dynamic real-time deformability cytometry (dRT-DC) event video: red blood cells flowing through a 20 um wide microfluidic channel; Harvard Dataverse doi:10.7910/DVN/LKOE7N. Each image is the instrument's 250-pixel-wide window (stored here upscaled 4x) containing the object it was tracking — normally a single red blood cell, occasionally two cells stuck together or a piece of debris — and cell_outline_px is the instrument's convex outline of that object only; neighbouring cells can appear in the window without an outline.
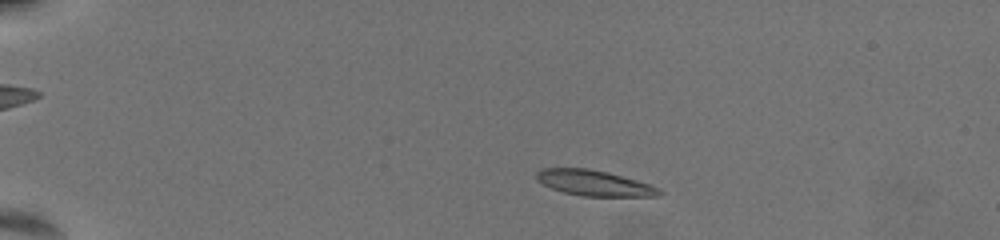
{"species": "common noctule bat (a hibernating species)", "species_latin": "Nyctalus noctula", "temperature_condition": "warm", "stored_images_in_passage": 57, "camera_frame_rate_fps": 3000, "um_per_image_px": 0.085, "animal": {"sex": "female", "body_mass_g": 19.5, "forearm_length_mm": 54.1}, "frame": {"image": 1, "passage_image": 10, "time_ms": 3.0, "image_size_px": [1000, 240], "cell_outline_px": [[664, 192], [660, 196], [580, 196], [564, 192], [552, 188], [536, 180], [536, 172], [540, 168], [588, 168], [608, 172], [636, 180], [660, 188]], "centroid_in_image_um": [50.5, 15.55], "position_along_channel_um": 34.5, "area_um2": 18.32}}
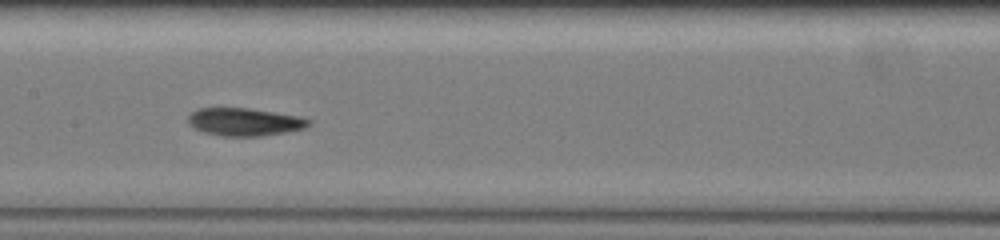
{"frame": {"image": 2, "passage_image": 30, "time_ms": 9.667, "image_size_px": [1000, 240], "cell_outline_px": [[312, 124], [304, 128], [284, 132], [260, 136], [220, 136], [204, 132], [188, 124], [188, 116], [192, 112], [200, 108], [248, 108], [300, 116], [312, 120]], "centroid_in_image_um": [20.8, 10.36], "position_along_channel_um": 186.6, "area_um2": 19.48}}
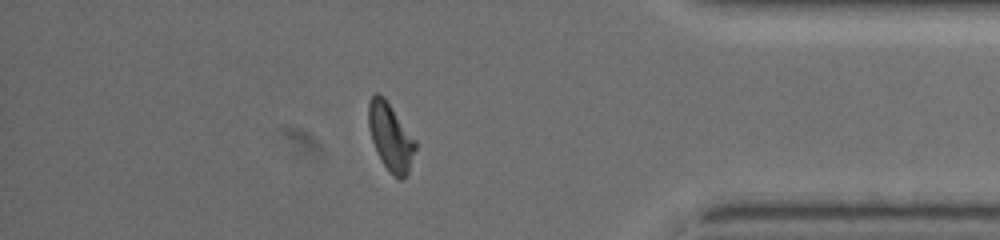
{"frame": {"image": 3, "passage_image": 50, "time_ms": 16.333, "image_size_px": [1000, 240], "cell_outline_px": [[416, 148], [408, 172], [400, 180], [396, 180], [388, 172], [380, 160], [376, 152], [368, 128], [368, 104], [372, 96], [376, 92], [384, 96], [416, 140]], "centroid_in_image_um": [33.18, 11.66], "position_along_channel_um": 402.0, "area_um2": 18.67}, "authors_computed_cell_mechanics": {"area_um2": 18.7272, "velocity_mm_per_s": 3.5641, "shape_relaxation_time_tau1_ms": 3.5571, "shape_relaxation_time_tau2_ms": 2.7982, "deformation_change_tau1": 0.1382, "deformation_change_tau2": 0.0921}}